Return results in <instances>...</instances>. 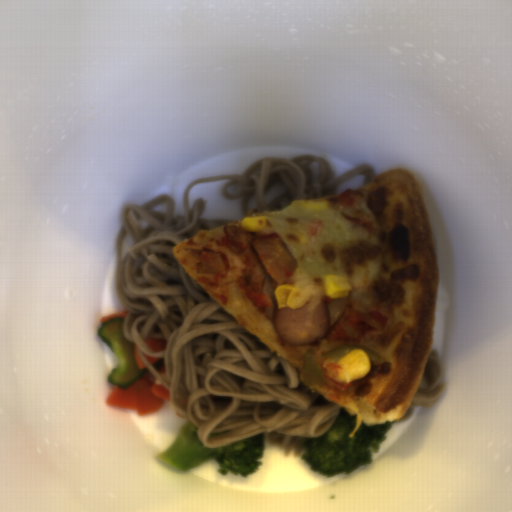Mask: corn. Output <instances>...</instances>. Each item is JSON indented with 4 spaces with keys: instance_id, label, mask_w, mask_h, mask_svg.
I'll use <instances>...</instances> for the list:
<instances>
[{
    "instance_id": "corn-1",
    "label": "corn",
    "mask_w": 512,
    "mask_h": 512,
    "mask_svg": "<svg viewBox=\"0 0 512 512\" xmlns=\"http://www.w3.org/2000/svg\"><path fill=\"white\" fill-rule=\"evenodd\" d=\"M371 369V357L367 352L358 348L330 363L329 376L338 383L353 384L369 375Z\"/></svg>"
},
{
    "instance_id": "corn-2",
    "label": "corn",
    "mask_w": 512,
    "mask_h": 512,
    "mask_svg": "<svg viewBox=\"0 0 512 512\" xmlns=\"http://www.w3.org/2000/svg\"><path fill=\"white\" fill-rule=\"evenodd\" d=\"M277 309L288 307L297 310L304 306L311 292L292 284H278L273 292Z\"/></svg>"
},
{
    "instance_id": "corn-3",
    "label": "corn",
    "mask_w": 512,
    "mask_h": 512,
    "mask_svg": "<svg viewBox=\"0 0 512 512\" xmlns=\"http://www.w3.org/2000/svg\"><path fill=\"white\" fill-rule=\"evenodd\" d=\"M322 285L325 294L330 299L349 297L352 290L349 277L337 273L322 274Z\"/></svg>"
},
{
    "instance_id": "corn-4",
    "label": "corn",
    "mask_w": 512,
    "mask_h": 512,
    "mask_svg": "<svg viewBox=\"0 0 512 512\" xmlns=\"http://www.w3.org/2000/svg\"><path fill=\"white\" fill-rule=\"evenodd\" d=\"M268 219L264 216L242 217L240 228L244 234H256L264 232L267 227Z\"/></svg>"
}]
</instances>
